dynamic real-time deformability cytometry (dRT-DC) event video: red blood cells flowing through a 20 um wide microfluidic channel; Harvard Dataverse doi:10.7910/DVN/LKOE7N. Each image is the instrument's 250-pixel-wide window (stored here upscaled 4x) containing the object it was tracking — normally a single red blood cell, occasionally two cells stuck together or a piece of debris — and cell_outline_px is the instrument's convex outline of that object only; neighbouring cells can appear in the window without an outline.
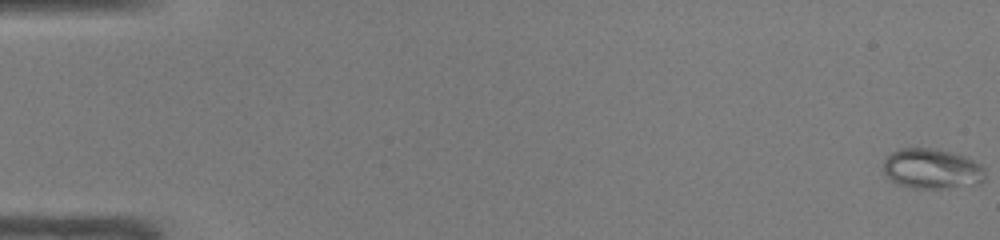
{"species": "common noctule bat (a hibernating species)", "species_latin": "Nyctalus noctula", "temperature_condition": "warm", "stored_images_in_passage": 49, "camera_frame_rate_fps": 3000, "um_per_image_px": 0.085, "animal": {"sex": "male", "body_mass_g": 19.0, "forearm_length_mm": 50.8}, "frame": {"image": 1, "passage_image": 1, "time_ms": 0.0, "image_size_px": [1000, 240], "cell_outline_px": [[984, 180], [980, 184], [940, 188], [912, 188], [896, 184], [888, 180], [884, 176], [884, 156], [900, 148], [936, 148], [968, 156], [984, 164]], "centroid_in_image_um": [79.21, 14.33], "position_along_channel_um": 5.8, "area_um2": 24.51}}
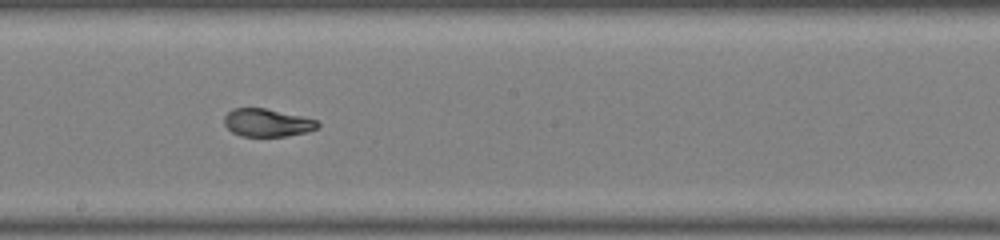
{"frame": {"image": 2, "passage_image": 28, "time_ms": 9.0, "image_size_px": [1000, 240], "cell_outline_px": [[320, 124], [316, 128], [308, 132], [284, 136], [240, 136], [232, 132], [224, 124], [224, 116], [232, 108], [264, 108], [300, 116], [316, 120]], "centroid_in_image_um": [22.67, 10.43], "position_along_channel_um": 225.5, "area_um2": 15.03}}
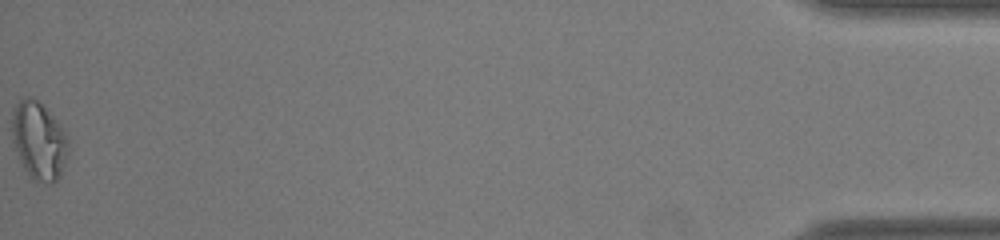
{"frame": {"image": 3, "passage_image": 49, "time_ms": 16.0, "image_size_px": [1000, 240], "cell_outline_px": [[68, 156], [60, 176], [52, 184], [36, 184], [32, 180], [24, 168], [20, 160], [12, 140], [12, 108], [20, 96], [32, 96], [60, 124], [68, 136]], "centroid_in_image_um": [3.29, 11.98], "position_along_channel_um": 431.9, "area_um2": 26.01}, "authors_computed_cell_mechanics": {"area_um2": 17.918, "velocity_mm_per_s": 4.2942, "shape_relaxation_time_tau1_ms": 10.7001, "shape_relaxation_time_tau2_ms": 0.849, "deformation_change_tau1": 0.3286, "deformation_change_tau2": 0.0353}}